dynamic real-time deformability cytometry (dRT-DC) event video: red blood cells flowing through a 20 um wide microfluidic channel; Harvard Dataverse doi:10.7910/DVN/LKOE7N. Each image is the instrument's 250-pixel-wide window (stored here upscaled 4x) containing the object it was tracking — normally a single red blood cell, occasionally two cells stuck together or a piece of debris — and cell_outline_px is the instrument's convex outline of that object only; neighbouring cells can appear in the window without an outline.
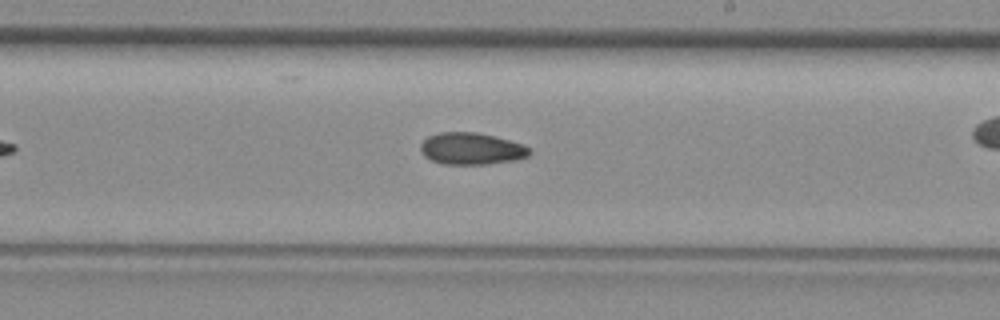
{"species": "common noctule bat (a hibernating species)", "species_latin": "Nyctalus noctula", "temperature_condition": "room temperature", "stored_images_in_passage": 29, "camera_frame_rate_fps": 3000, "um_per_image_px": 0.085, "animal": {"sex": "female", "body_mass_g": 29.2, "forearm_length_mm": 56.3}, "frame": {"image": 1, "passage_image": 17, "time_ms": 5.333, "image_size_px": [1000, 320], "cell_outline_px": [[532, 152], [528, 156], [512, 160], [484, 164], [444, 164], [432, 160], [424, 156], [420, 148], [420, 144], [428, 136], [440, 132], [476, 132], [496, 136], [524, 144]], "centroid_in_image_um": [40.06, 12.62], "position_along_channel_um": 248.9, "area_um2": 20.17}}